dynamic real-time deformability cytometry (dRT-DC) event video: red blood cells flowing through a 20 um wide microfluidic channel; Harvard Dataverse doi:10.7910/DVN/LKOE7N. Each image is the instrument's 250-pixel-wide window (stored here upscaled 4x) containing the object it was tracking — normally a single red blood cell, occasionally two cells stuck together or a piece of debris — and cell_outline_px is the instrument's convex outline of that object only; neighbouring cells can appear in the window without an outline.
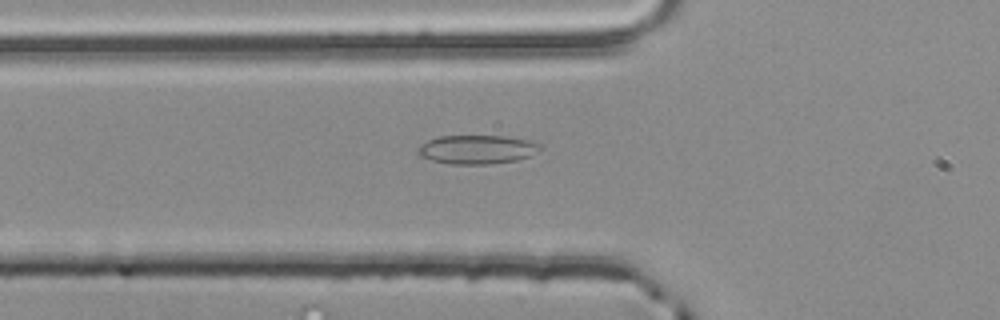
{"species": "common noctule bat (a hibernating species)", "species_latin": "Nyctalus noctula", "temperature_condition": "room temperature", "stored_images_in_passage": 39, "camera_frame_rate_fps": 3000, "um_per_image_px": 0.085, "animal": {"sex": "male", "body_mass_g": 20.4}, "frame": {"image": 1, "passage_image": 4, "time_ms": 1.0, "image_size_px": [1000, 320], "cell_outline_px": [[540, 148], [528, 156], [516, 160], [492, 164], [452, 164], [432, 160], [420, 156], [416, 152], [416, 148], [420, 144], [428, 140], [440, 136], [504, 136], [528, 140], [540, 144]], "centroid_in_image_um": [40.48, 12.7], "position_along_channel_um": 85.3, "area_um2": 20.4}}
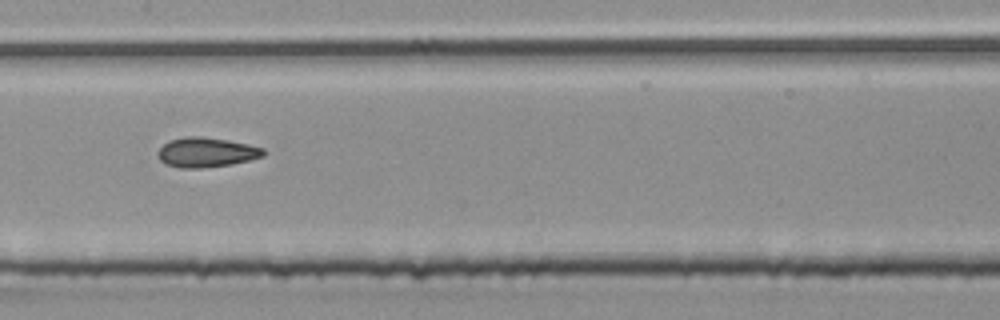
{"frame": {"image": 2, "passage_image": 12, "time_ms": 3.667, "image_size_px": [1000, 320], "cell_outline_px": [[264, 156], [232, 164], [200, 168], [180, 168], [168, 164], [160, 160], [156, 156], [156, 152], [168, 140], [184, 136], [200, 136], [228, 140], [248, 144], [264, 148]], "centroid_in_image_um": [17.51, 12.94], "position_along_channel_um": 189.9, "area_um2": 18.32}}
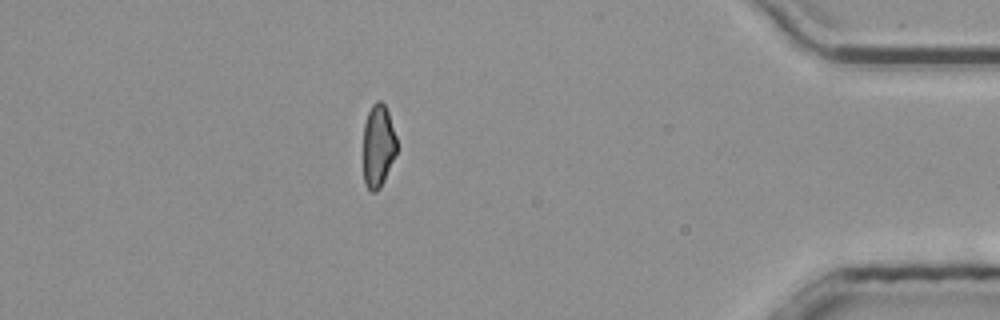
{"frame": {"image": 3, "passage_image": 32, "time_ms": 10.333, "image_size_px": [1000, 320], "cell_outline_px": [[396, 152], [384, 180], [380, 188], [376, 192], [372, 192], [364, 184], [364, 124], [368, 112], [372, 104], [376, 100], [380, 100], [384, 104], [388, 112], [396, 136]], "centroid_in_image_um": [32.13, 12.39], "position_along_channel_um": 403.1, "area_um2": 16.01}, "authors_computed_cell_mechanics": {"area_um2": 17.5134, "velocity_mm_per_s": 3.8912, "shape_relaxation_time_tau1_ms": null, "shape_relaxation_time_tau2_ms": 2.4657, "deformation_change_tau1": null, "deformation_change_tau2": 0.0839}}